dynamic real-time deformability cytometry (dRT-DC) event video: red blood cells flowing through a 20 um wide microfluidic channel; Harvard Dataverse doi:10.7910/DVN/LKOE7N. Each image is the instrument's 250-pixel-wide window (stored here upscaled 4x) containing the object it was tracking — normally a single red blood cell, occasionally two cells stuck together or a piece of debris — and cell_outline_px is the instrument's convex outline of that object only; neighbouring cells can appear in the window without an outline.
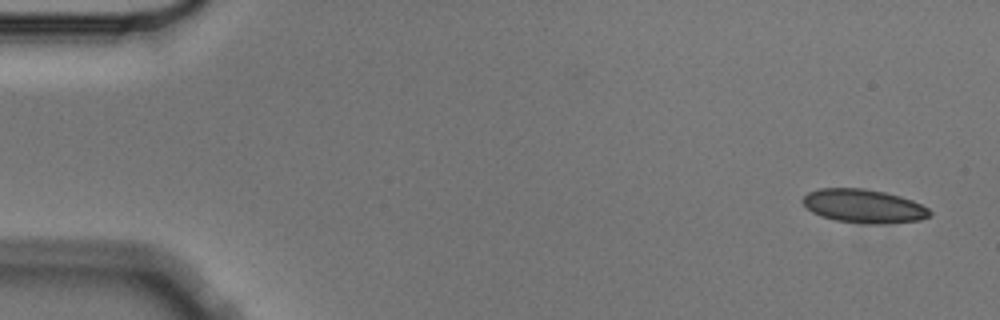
{"species": "Egyptian fruit bat (a non-hibernating species)", "species_latin": "Rousettus aegyptiacus", "temperature_condition": "cold", "stored_images_in_passage": 4, "camera_frame_rate_fps": 3000, "um_per_image_px": 0.085, "animal": {"sex": "male"}, "frame": {"image": 1, "passage_image": 1, "time_ms": 0.0, "image_size_px": [1000, 320], "cell_outline_px": [[932, 212], [928, 216], [920, 220], [880, 224], [868, 224], [836, 220], [820, 216], [812, 212], [804, 204], [804, 196], [808, 192], [820, 188], [864, 188], [884, 192], [900, 196], [912, 200], [928, 208]], "centroid_in_image_um": [73.42, 17.51], "position_along_channel_um": 11.6, "area_um2": 24.74}}
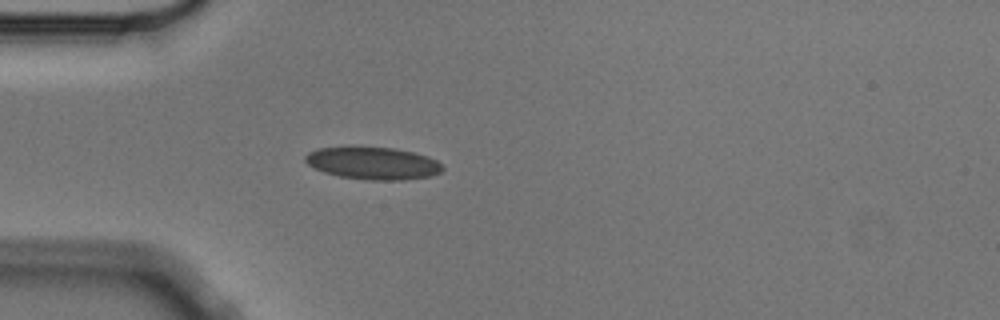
{"frame": {"image": 2, "passage_image": 4, "time_ms": 1.0, "image_size_px": [1000, 320], "cell_outline_px": [[444, 168], [440, 172], [432, 176], [404, 180], [368, 180], [340, 176], [324, 172], [308, 164], [304, 160], [304, 156], [308, 152], [316, 148], [348, 144], [392, 148], [412, 152], [428, 156], [436, 160]], "centroid_in_image_um": [31.64, 13.83], "position_along_channel_um": 53.4, "area_um2": 26.65}}